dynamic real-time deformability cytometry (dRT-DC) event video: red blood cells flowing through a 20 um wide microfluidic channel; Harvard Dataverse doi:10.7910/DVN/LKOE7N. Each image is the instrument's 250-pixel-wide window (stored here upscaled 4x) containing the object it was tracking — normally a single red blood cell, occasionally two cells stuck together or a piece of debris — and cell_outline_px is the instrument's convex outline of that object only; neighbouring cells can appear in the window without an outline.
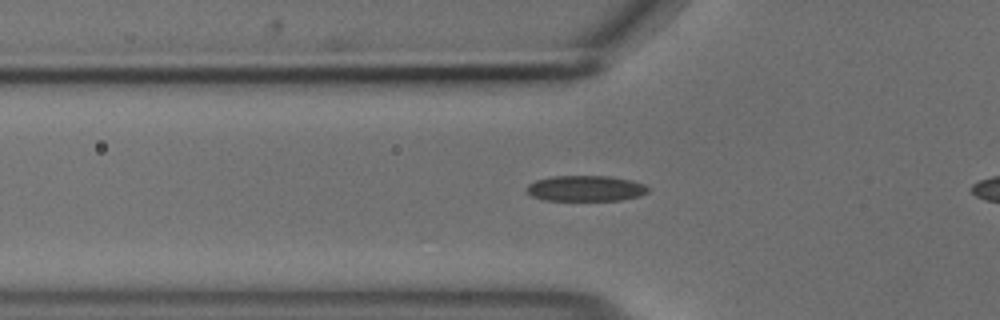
{"species": "common noctule bat (a hibernating species)", "species_latin": "Nyctalus noctula", "temperature_condition": "cold", "stored_images_in_passage": 31, "camera_frame_rate_fps": 3000, "um_per_image_px": 0.085, "animal": {"sex": "male", "body_mass_g": 18.8}, "frame": {"image": 1, "passage_image": 2, "time_ms": 0.333, "image_size_px": [1000, 320], "cell_outline_px": [[648, 192], [640, 196], [620, 200], [544, 200], [532, 196], [524, 188], [528, 184], [536, 180], [552, 176], [612, 176], [632, 180], [644, 184], [648, 188]], "centroid_in_image_um": [49.77, 16.01], "position_along_channel_um": 76.0, "area_um2": 18.26}}
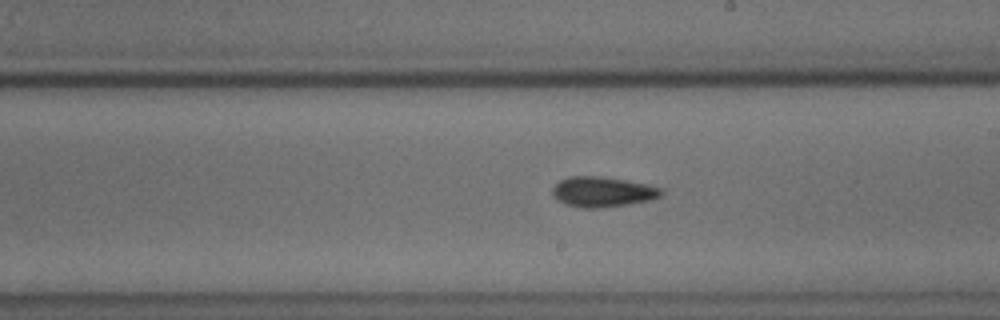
{"frame": {"image": 2, "passage_image": 15, "time_ms": 4.667, "image_size_px": [1000, 320], "cell_outline_px": [[664, 192], [660, 196], [652, 200], [628, 204], [596, 208], [584, 208], [564, 204], [552, 196], [552, 188], [560, 180], [568, 176], [600, 176], [648, 184], [664, 188]], "centroid_in_image_um": [51.23, 16.3], "position_along_channel_um": 237.8, "area_um2": 19.31}}
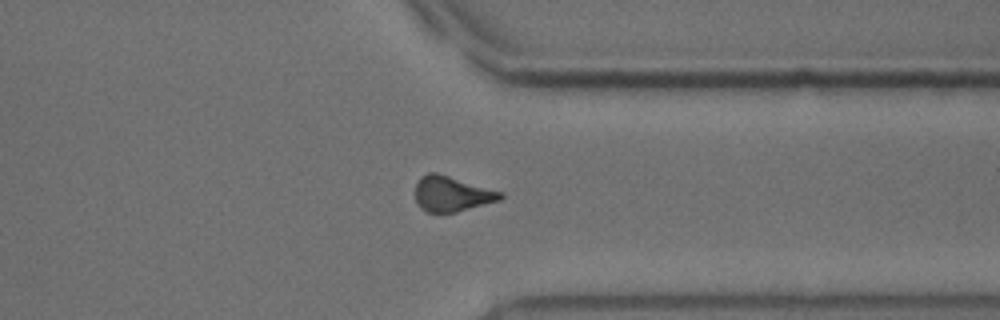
{"frame": {"image": 3, "passage_image": 26, "time_ms": 8.333, "image_size_px": [1000, 320], "cell_outline_px": [[504, 196], [500, 200], [456, 212], [428, 212], [420, 208], [416, 204], [416, 184], [420, 176], [428, 172], [436, 172], [504, 192]], "centroid_in_image_um": [38.4, 16.47], "position_along_channel_um": 373.0, "area_um2": 17.57}}